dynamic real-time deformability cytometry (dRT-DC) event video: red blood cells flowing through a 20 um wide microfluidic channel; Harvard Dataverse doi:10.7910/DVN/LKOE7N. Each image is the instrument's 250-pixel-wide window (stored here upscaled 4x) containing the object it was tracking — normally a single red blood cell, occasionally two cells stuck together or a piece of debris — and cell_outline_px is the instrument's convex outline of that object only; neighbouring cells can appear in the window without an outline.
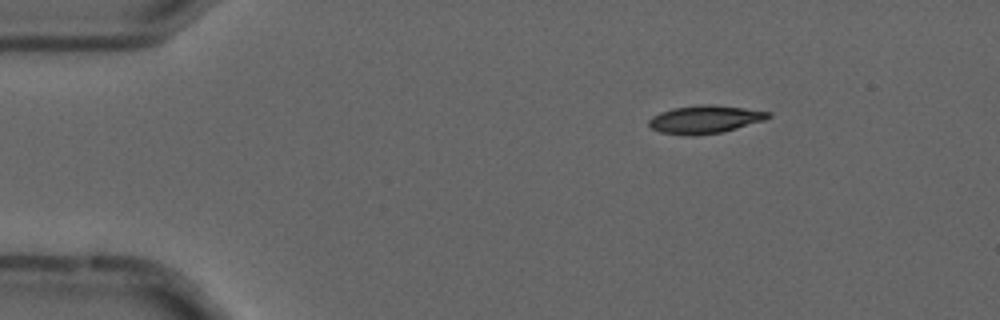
{"species": "common noctule bat (a hibernating species)", "species_latin": "Nyctalus noctula", "temperature_condition": "cold", "stored_images_in_passage": 3, "camera_frame_rate_fps": 3000, "um_per_image_px": 0.085, "animal": {"sex": "male", "forearm_length_mm": 52.5}, "frame": {"image": 1, "passage_image": 1, "time_ms": 0.0, "image_size_px": [1000, 320], "cell_outline_px": [[772, 116], [764, 120], [736, 128], [720, 132], [696, 136], [692, 136], [660, 132], [652, 128], [648, 124], [648, 120], [652, 116], [660, 112], [672, 108], [700, 104], [712, 104], [744, 108], [772, 112]], "centroid_in_image_um": [59.91, 10.14], "position_along_channel_um": 25.1, "area_um2": 19.48}}